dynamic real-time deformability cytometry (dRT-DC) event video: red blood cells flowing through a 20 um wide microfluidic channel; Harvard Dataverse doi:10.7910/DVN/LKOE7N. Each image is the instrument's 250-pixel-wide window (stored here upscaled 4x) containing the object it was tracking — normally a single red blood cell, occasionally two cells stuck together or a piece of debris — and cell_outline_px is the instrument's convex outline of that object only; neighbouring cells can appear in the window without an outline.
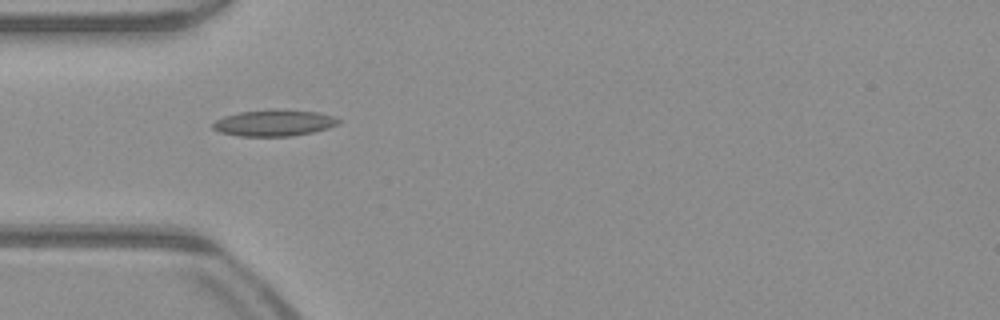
{"species": "common noctule bat (a hibernating species)", "species_latin": "Nyctalus noctula", "temperature_condition": "warm", "stored_images_in_passage": 32, "segment_of_instrument_passage": [1, 2], "camera_frame_rate_fps": 3000, "um_per_image_px": 0.085, "animal": {"sex": "male", "body_mass_g": 23.1, "forearm_length_mm": 52.7}, "frame": {"image": 1, "passage_image": 1, "time_ms": 0.0, "image_size_px": [1000, 320], "cell_outline_px": [[340, 124], [328, 128], [312, 132], [292, 136], [240, 136], [220, 132], [212, 128], [212, 124], [216, 120], [224, 116], [240, 112], [272, 108], [316, 112], [336, 116], [340, 120]], "centroid_in_image_um": [23.32, 10.44], "position_along_channel_um": 61.7, "area_um2": 19.48}}
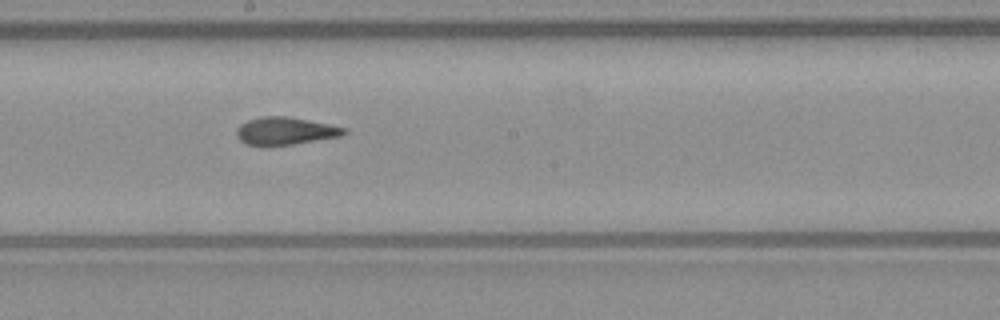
{"frame": {"image": 2, "passage_image": 13, "time_ms": 4.0, "image_size_px": [1000, 320], "cell_outline_px": [[348, 132], [340, 136], [292, 144], [260, 148], [244, 144], [236, 136], [236, 128], [240, 124], [248, 120], [260, 116], [288, 116], [328, 124], [344, 128]], "centroid_in_image_um": [24.14, 11.16], "position_along_channel_um": 224.1, "area_um2": 17.63}}
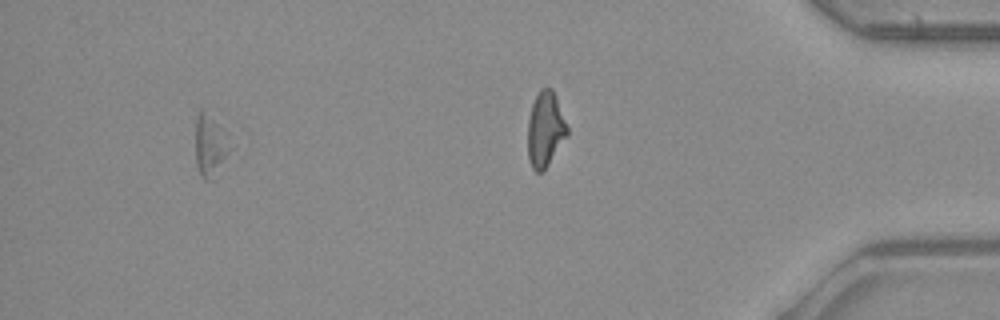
{"frame": {"image": 3, "passage_image": 27, "time_ms": 8.667, "image_size_px": [1000, 320], "cell_outline_px": [[232, 148], [216, 180], [204, 180], [200, 176], [196, 164], [196, 120], [200, 108], [204, 108], [228, 132]], "centroid_in_image_um": [17.92, 12.4], "position_along_channel_um": 417.3, "area_um2": 13.35}}